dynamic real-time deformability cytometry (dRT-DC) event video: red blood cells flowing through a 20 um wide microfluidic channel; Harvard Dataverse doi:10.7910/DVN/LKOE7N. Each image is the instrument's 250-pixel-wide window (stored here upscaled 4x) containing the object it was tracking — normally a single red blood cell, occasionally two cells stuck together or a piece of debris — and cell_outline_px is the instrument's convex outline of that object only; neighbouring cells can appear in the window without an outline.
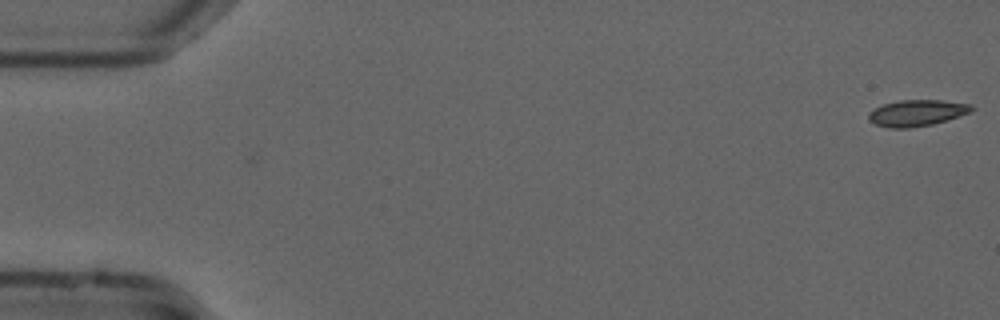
{"species": "common noctule bat (a hibernating species)", "species_latin": "Nyctalus noctula", "temperature_condition": "cold", "stored_images_in_passage": 47, "camera_frame_rate_fps": 3000, "um_per_image_px": 0.085, "animal": {"sex": "male", "forearm_length_mm": 52.5}, "frame": {"image": 1, "passage_image": 1, "time_ms": 0.0, "image_size_px": [1000, 320], "cell_outline_px": [[976, 108], [972, 112], [932, 124], [908, 128], [888, 128], [876, 124], [868, 120], [868, 112], [884, 104], [900, 100], [940, 100], [972, 104]], "centroid_in_image_um": [77.95, 9.6], "position_along_channel_um": 7.0, "area_um2": 15.78}}
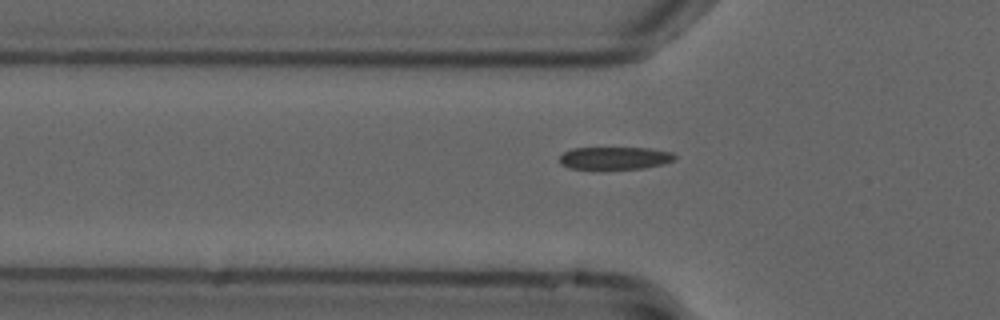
{"frame": {"image": 2, "passage_image": 18, "time_ms": 5.667, "image_size_px": [1000, 320], "cell_outline_px": [[676, 156], [672, 160], [664, 164], [644, 168], [604, 172], [568, 168], [560, 164], [560, 156], [564, 152], [572, 148], [648, 148], [672, 152]], "centroid_in_image_um": [52.2, 13.49], "position_along_channel_um": 73.6, "area_um2": 16.01}}
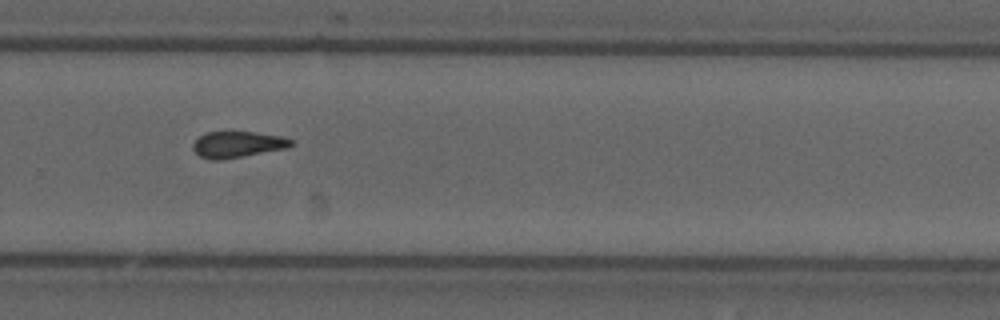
{"frame": {"image": 3, "passage_image": 37, "time_ms": 12.0, "image_size_px": [1000, 320], "cell_outline_px": [[292, 144], [284, 148], [220, 160], [212, 160], [200, 156], [192, 148], [192, 144], [200, 136], [208, 132], [256, 132], [280, 136], [292, 140]], "centroid_in_image_um": [20.14, 12.27], "position_along_channel_um": 309.7, "area_um2": 14.57}, "authors_computed_cell_mechanics": {"area_um2": 15.6638, "velocity_mm_per_s": 3.724, "shape_relaxation_time_tau1_ms": 7.196, "shape_relaxation_time_tau2_ms": 3.6545, "deformation_change_tau1": 0.1687, "deformation_change_tau2": 0.0973}}